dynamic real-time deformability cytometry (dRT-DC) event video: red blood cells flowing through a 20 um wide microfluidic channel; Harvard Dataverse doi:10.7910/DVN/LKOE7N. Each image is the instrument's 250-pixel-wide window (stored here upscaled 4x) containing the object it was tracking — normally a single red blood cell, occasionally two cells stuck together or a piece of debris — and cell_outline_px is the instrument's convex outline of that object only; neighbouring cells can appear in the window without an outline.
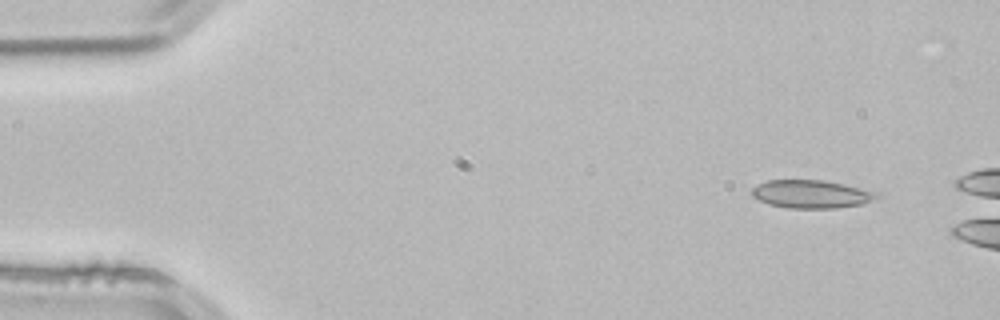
{"species": "common noctule bat (a hibernating species)", "species_latin": "Nyctalus noctula", "temperature_condition": "room temperature", "stored_images_in_passage": 3, "camera_frame_rate_fps": 3000, "um_per_image_px": 0.085, "animal": {"sex": "male", "body_mass_g": 21.5, "forearm_length_mm": 52.0}, "frame": {"image": 1, "passage_image": 1, "time_ms": 0.0, "image_size_px": [1000, 320], "cell_outline_px": [[880, 196], [876, 200], [864, 204], [836, 208], [788, 208], [768, 204], [752, 196], [748, 192], [756, 184], [768, 180], [824, 180], [844, 184], [876, 192]], "centroid_in_image_um": [68.94, 16.5], "position_along_channel_um": 16.1, "area_um2": 20.69}}